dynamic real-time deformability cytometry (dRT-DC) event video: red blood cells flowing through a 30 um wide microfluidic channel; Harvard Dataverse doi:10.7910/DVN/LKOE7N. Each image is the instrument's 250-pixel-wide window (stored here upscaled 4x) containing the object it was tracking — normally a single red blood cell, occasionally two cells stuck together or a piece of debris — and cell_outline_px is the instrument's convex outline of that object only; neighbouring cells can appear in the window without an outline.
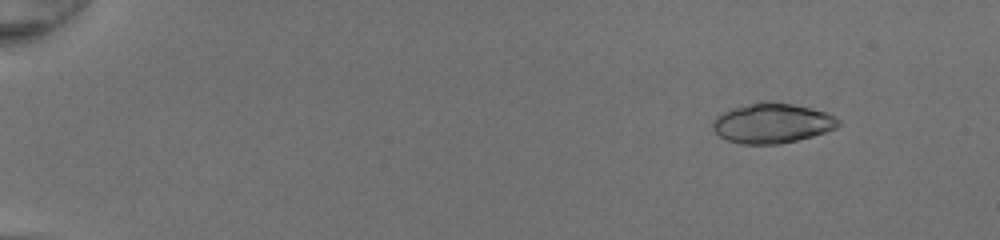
{"species": "common noctule bat (a hibernating species)", "species_latin": "Nyctalus noctula", "temperature_condition": "room temperature", "stored_images_in_passage": 46, "segment_of_instrument_passage": [1, 2], "camera_frame_rate_fps": 3000, "um_per_image_px": 0.085, "animal": {"sex": "female", "body_mass_g": 20.0, "forearm_length_mm": 54.0}, "frame": {"image": 1, "passage_image": 2, "time_ms": 0.333, "image_size_px": [1000, 240], "cell_outline_px": [[840, 124], [836, 128], [812, 136], [780, 144], [740, 144], [728, 140], [720, 136], [712, 128], [712, 120], [716, 116], [732, 108], [764, 100], [792, 104], [812, 108], [836, 116], [840, 120]], "centroid_in_image_um": [65.62, 10.46], "position_along_channel_um": 19.4, "area_um2": 29.25}}
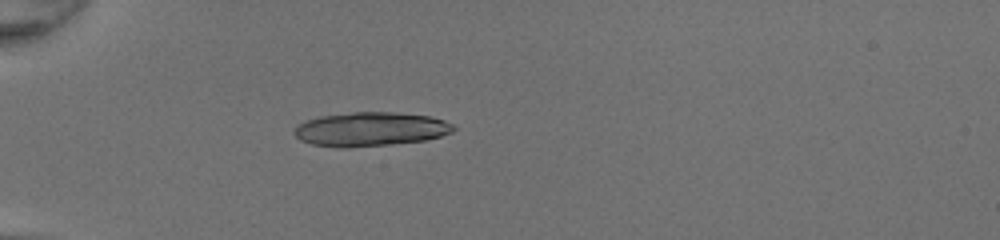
{"frame": {"image": 2, "passage_image": 13, "time_ms": 4.0, "image_size_px": [1000, 240], "cell_outline_px": [[456, 128], [452, 132], [440, 136], [424, 140], [392, 144], [348, 148], [336, 148], [312, 144], [300, 140], [292, 132], [300, 124], [308, 120], [320, 116], [352, 112], [396, 112], [428, 116], [444, 120], [452, 124]], "centroid_in_image_um": [31.48, 10.99], "position_along_channel_um": 53.5, "area_um2": 31.56}}